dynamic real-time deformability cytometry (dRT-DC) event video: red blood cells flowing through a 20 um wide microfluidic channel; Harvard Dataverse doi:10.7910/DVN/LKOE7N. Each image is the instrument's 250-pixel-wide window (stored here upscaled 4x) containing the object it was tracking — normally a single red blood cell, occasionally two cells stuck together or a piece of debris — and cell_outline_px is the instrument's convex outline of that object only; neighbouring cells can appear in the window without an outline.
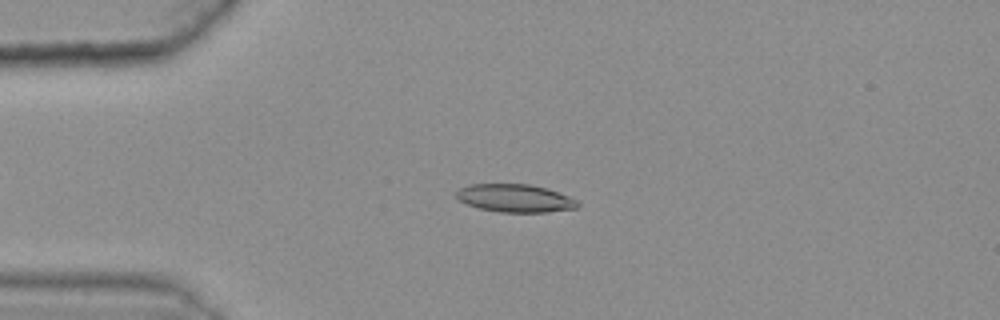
{"species": "common noctule bat (a hibernating species)", "species_latin": "Nyctalus noctula", "temperature_condition": "warm", "stored_images_in_passage": 47, "camera_frame_rate_fps": 3000, "um_per_image_px": 0.085, "animal": {"sex": "female", "body_mass_g": 25.1}, "frame": {"image": 1, "passage_image": 13, "time_ms": 4.0, "image_size_px": [1000, 320], "cell_outline_px": [[580, 204], [576, 208], [548, 212], [500, 212], [480, 208], [468, 204], [460, 200], [456, 196], [456, 192], [460, 188], [468, 184], [532, 184], [548, 188], [568, 196], [576, 200]], "centroid_in_image_um": [43.8, 16.84], "position_along_channel_um": 41.2, "area_um2": 19.71}}
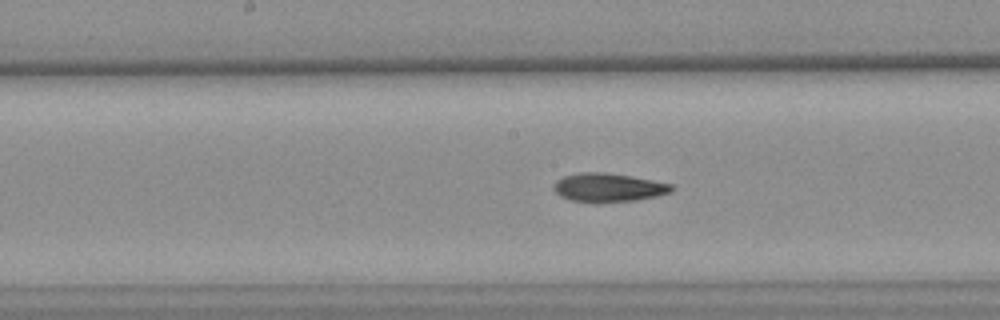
{"frame": {"image": 2, "passage_image": 28, "time_ms": 9.0, "image_size_px": [1000, 320], "cell_outline_px": [[672, 192], [656, 196], [636, 200], [572, 200], [560, 196], [552, 188], [552, 184], [556, 180], [564, 176], [580, 172], [604, 172], [652, 180], [672, 184]], "centroid_in_image_um": [51.69, 15.9], "position_along_channel_um": 196.5, "area_um2": 18.96}}
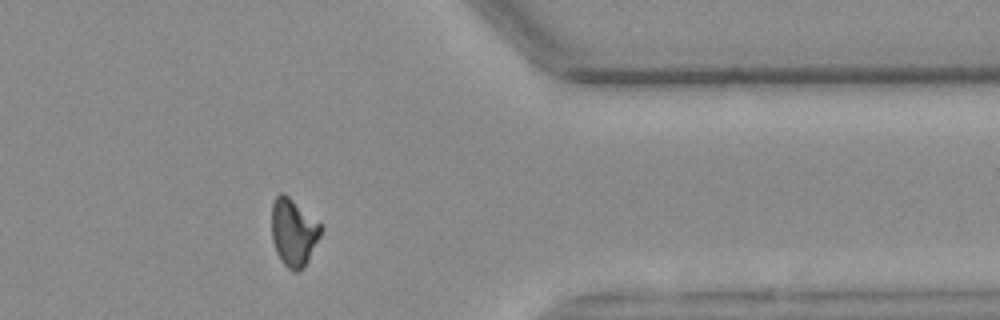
{"frame": {"image": 3, "passage_image": 45, "time_ms": 14.667, "image_size_px": [1000, 320], "cell_outline_px": [[324, 228], [304, 268], [296, 272], [292, 272], [280, 260], [276, 252], [272, 240], [272, 204], [276, 196], [280, 192], [284, 192], [320, 224]], "centroid_in_image_um": [24.94, 19.76], "position_along_channel_um": 386.5, "area_um2": 19.31}, "authors_computed_cell_mechanics": {"area_um2": 19.941, "velocity_mm_per_s": 3.6232, "shape_relaxation_time_tau1_ms": null, "shape_relaxation_time_tau2_ms": 6.168, "deformation_change_tau1": null, "deformation_change_tau2": 0.1464}}